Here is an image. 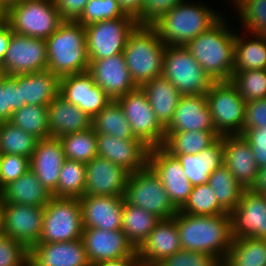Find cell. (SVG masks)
<instances>
[{
    "instance_id": "6da1fadb",
    "label": "cell",
    "mask_w": 266,
    "mask_h": 266,
    "mask_svg": "<svg viewBox=\"0 0 266 266\" xmlns=\"http://www.w3.org/2000/svg\"><path fill=\"white\" fill-rule=\"evenodd\" d=\"M173 218L182 250L209 254L222 264L234 239L229 214L200 216L178 210Z\"/></svg>"
},
{
    "instance_id": "7a4b0ae2",
    "label": "cell",
    "mask_w": 266,
    "mask_h": 266,
    "mask_svg": "<svg viewBox=\"0 0 266 266\" xmlns=\"http://www.w3.org/2000/svg\"><path fill=\"white\" fill-rule=\"evenodd\" d=\"M223 19L185 45L214 82L231 81L233 76L236 33Z\"/></svg>"
},
{
    "instance_id": "3957f363",
    "label": "cell",
    "mask_w": 266,
    "mask_h": 266,
    "mask_svg": "<svg viewBox=\"0 0 266 266\" xmlns=\"http://www.w3.org/2000/svg\"><path fill=\"white\" fill-rule=\"evenodd\" d=\"M186 2L180 1L151 25L166 46H185L223 17L206 5Z\"/></svg>"
},
{
    "instance_id": "277c9868",
    "label": "cell",
    "mask_w": 266,
    "mask_h": 266,
    "mask_svg": "<svg viewBox=\"0 0 266 266\" xmlns=\"http://www.w3.org/2000/svg\"><path fill=\"white\" fill-rule=\"evenodd\" d=\"M47 70L60 78L88 71L85 26L77 21L64 20L46 39Z\"/></svg>"
},
{
    "instance_id": "5b68a950",
    "label": "cell",
    "mask_w": 266,
    "mask_h": 266,
    "mask_svg": "<svg viewBox=\"0 0 266 266\" xmlns=\"http://www.w3.org/2000/svg\"><path fill=\"white\" fill-rule=\"evenodd\" d=\"M166 47L151 26L138 25L128 36L122 53L137 87L162 75Z\"/></svg>"
},
{
    "instance_id": "8992f818",
    "label": "cell",
    "mask_w": 266,
    "mask_h": 266,
    "mask_svg": "<svg viewBox=\"0 0 266 266\" xmlns=\"http://www.w3.org/2000/svg\"><path fill=\"white\" fill-rule=\"evenodd\" d=\"M13 33L48 39L64 22L54 0H23L7 9Z\"/></svg>"
},
{
    "instance_id": "52a82bcc",
    "label": "cell",
    "mask_w": 266,
    "mask_h": 266,
    "mask_svg": "<svg viewBox=\"0 0 266 266\" xmlns=\"http://www.w3.org/2000/svg\"><path fill=\"white\" fill-rule=\"evenodd\" d=\"M162 76L182 95L206 94L214 81L185 46H167L163 57Z\"/></svg>"
},
{
    "instance_id": "ba28073f",
    "label": "cell",
    "mask_w": 266,
    "mask_h": 266,
    "mask_svg": "<svg viewBox=\"0 0 266 266\" xmlns=\"http://www.w3.org/2000/svg\"><path fill=\"white\" fill-rule=\"evenodd\" d=\"M79 198L52 197L44 206L43 229L38 243L75 241L82 238Z\"/></svg>"
},
{
    "instance_id": "9c48e42d",
    "label": "cell",
    "mask_w": 266,
    "mask_h": 266,
    "mask_svg": "<svg viewBox=\"0 0 266 266\" xmlns=\"http://www.w3.org/2000/svg\"><path fill=\"white\" fill-rule=\"evenodd\" d=\"M124 199L128 204L140 207L161 219L173 218L178 212L170 202L160 178L149 165L129 174Z\"/></svg>"
},
{
    "instance_id": "30bf717a",
    "label": "cell",
    "mask_w": 266,
    "mask_h": 266,
    "mask_svg": "<svg viewBox=\"0 0 266 266\" xmlns=\"http://www.w3.org/2000/svg\"><path fill=\"white\" fill-rule=\"evenodd\" d=\"M215 131L221 135L241 134L246 102L231 81L214 82L206 93Z\"/></svg>"
},
{
    "instance_id": "8fae6325",
    "label": "cell",
    "mask_w": 266,
    "mask_h": 266,
    "mask_svg": "<svg viewBox=\"0 0 266 266\" xmlns=\"http://www.w3.org/2000/svg\"><path fill=\"white\" fill-rule=\"evenodd\" d=\"M137 26V20L128 14L117 19L97 21L86 25V48L89 63L122 53L128 36Z\"/></svg>"
},
{
    "instance_id": "7c38bea8",
    "label": "cell",
    "mask_w": 266,
    "mask_h": 266,
    "mask_svg": "<svg viewBox=\"0 0 266 266\" xmlns=\"http://www.w3.org/2000/svg\"><path fill=\"white\" fill-rule=\"evenodd\" d=\"M117 101L123 109L135 138L150 149L163 146L166 129L156 118L146 93L141 87L128 92Z\"/></svg>"
},
{
    "instance_id": "4fadbf2b",
    "label": "cell",
    "mask_w": 266,
    "mask_h": 266,
    "mask_svg": "<svg viewBox=\"0 0 266 266\" xmlns=\"http://www.w3.org/2000/svg\"><path fill=\"white\" fill-rule=\"evenodd\" d=\"M46 39L13 33L0 64L3 75H20L47 70Z\"/></svg>"
},
{
    "instance_id": "5bb4252c",
    "label": "cell",
    "mask_w": 266,
    "mask_h": 266,
    "mask_svg": "<svg viewBox=\"0 0 266 266\" xmlns=\"http://www.w3.org/2000/svg\"><path fill=\"white\" fill-rule=\"evenodd\" d=\"M148 165L160 178L170 202L180 210L188 200L193 185L186 178L178 158L159 146L149 150Z\"/></svg>"
},
{
    "instance_id": "9a60e30c",
    "label": "cell",
    "mask_w": 266,
    "mask_h": 266,
    "mask_svg": "<svg viewBox=\"0 0 266 266\" xmlns=\"http://www.w3.org/2000/svg\"><path fill=\"white\" fill-rule=\"evenodd\" d=\"M44 207L3 204V234L31 249L40 240Z\"/></svg>"
},
{
    "instance_id": "2e32d148",
    "label": "cell",
    "mask_w": 266,
    "mask_h": 266,
    "mask_svg": "<svg viewBox=\"0 0 266 266\" xmlns=\"http://www.w3.org/2000/svg\"><path fill=\"white\" fill-rule=\"evenodd\" d=\"M59 95L91 119L112 101L88 71L61 77Z\"/></svg>"
},
{
    "instance_id": "e0dca14e",
    "label": "cell",
    "mask_w": 266,
    "mask_h": 266,
    "mask_svg": "<svg viewBox=\"0 0 266 266\" xmlns=\"http://www.w3.org/2000/svg\"><path fill=\"white\" fill-rule=\"evenodd\" d=\"M233 238L266 239V195L245 190L229 213Z\"/></svg>"
},
{
    "instance_id": "ac0fdd59",
    "label": "cell",
    "mask_w": 266,
    "mask_h": 266,
    "mask_svg": "<svg viewBox=\"0 0 266 266\" xmlns=\"http://www.w3.org/2000/svg\"><path fill=\"white\" fill-rule=\"evenodd\" d=\"M82 241L90 264L138 255L122 230L83 228Z\"/></svg>"
},
{
    "instance_id": "d6986e66",
    "label": "cell",
    "mask_w": 266,
    "mask_h": 266,
    "mask_svg": "<svg viewBox=\"0 0 266 266\" xmlns=\"http://www.w3.org/2000/svg\"><path fill=\"white\" fill-rule=\"evenodd\" d=\"M150 148L140 140L118 139L107 134H97V156L108 159L129 174L148 165Z\"/></svg>"
},
{
    "instance_id": "ffe728a7",
    "label": "cell",
    "mask_w": 266,
    "mask_h": 266,
    "mask_svg": "<svg viewBox=\"0 0 266 266\" xmlns=\"http://www.w3.org/2000/svg\"><path fill=\"white\" fill-rule=\"evenodd\" d=\"M88 72L112 100H117L137 88L130 76L123 53L91 61Z\"/></svg>"
},
{
    "instance_id": "44dd1931",
    "label": "cell",
    "mask_w": 266,
    "mask_h": 266,
    "mask_svg": "<svg viewBox=\"0 0 266 266\" xmlns=\"http://www.w3.org/2000/svg\"><path fill=\"white\" fill-rule=\"evenodd\" d=\"M128 176L120 166L96 156L86 164L85 195L124 197Z\"/></svg>"
},
{
    "instance_id": "7402d4cb",
    "label": "cell",
    "mask_w": 266,
    "mask_h": 266,
    "mask_svg": "<svg viewBox=\"0 0 266 266\" xmlns=\"http://www.w3.org/2000/svg\"><path fill=\"white\" fill-rule=\"evenodd\" d=\"M79 200L83 228L121 230L124 197L83 195Z\"/></svg>"
},
{
    "instance_id": "603a6c76",
    "label": "cell",
    "mask_w": 266,
    "mask_h": 266,
    "mask_svg": "<svg viewBox=\"0 0 266 266\" xmlns=\"http://www.w3.org/2000/svg\"><path fill=\"white\" fill-rule=\"evenodd\" d=\"M182 250L174 218L161 219L137 249L140 266H156L165 258Z\"/></svg>"
},
{
    "instance_id": "cb8c5ba5",
    "label": "cell",
    "mask_w": 266,
    "mask_h": 266,
    "mask_svg": "<svg viewBox=\"0 0 266 266\" xmlns=\"http://www.w3.org/2000/svg\"><path fill=\"white\" fill-rule=\"evenodd\" d=\"M223 140V164L236 180L250 190L255 185L258 166L249 143L241 134L221 135Z\"/></svg>"
},
{
    "instance_id": "d4e9b609",
    "label": "cell",
    "mask_w": 266,
    "mask_h": 266,
    "mask_svg": "<svg viewBox=\"0 0 266 266\" xmlns=\"http://www.w3.org/2000/svg\"><path fill=\"white\" fill-rule=\"evenodd\" d=\"M65 159L61 141L53 137L39 140L30 158V170L51 194L57 189Z\"/></svg>"
},
{
    "instance_id": "484cf974",
    "label": "cell",
    "mask_w": 266,
    "mask_h": 266,
    "mask_svg": "<svg viewBox=\"0 0 266 266\" xmlns=\"http://www.w3.org/2000/svg\"><path fill=\"white\" fill-rule=\"evenodd\" d=\"M37 266H91L81 239L68 242L37 243L29 250Z\"/></svg>"
},
{
    "instance_id": "4316f807",
    "label": "cell",
    "mask_w": 266,
    "mask_h": 266,
    "mask_svg": "<svg viewBox=\"0 0 266 266\" xmlns=\"http://www.w3.org/2000/svg\"><path fill=\"white\" fill-rule=\"evenodd\" d=\"M215 130L206 94L182 95L166 132Z\"/></svg>"
},
{
    "instance_id": "83f0119b",
    "label": "cell",
    "mask_w": 266,
    "mask_h": 266,
    "mask_svg": "<svg viewBox=\"0 0 266 266\" xmlns=\"http://www.w3.org/2000/svg\"><path fill=\"white\" fill-rule=\"evenodd\" d=\"M47 108L50 137L60 138L91 128L92 119L60 95L53 99Z\"/></svg>"
},
{
    "instance_id": "f1b7e54d",
    "label": "cell",
    "mask_w": 266,
    "mask_h": 266,
    "mask_svg": "<svg viewBox=\"0 0 266 266\" xmlns=\"http://www.w3.org/2000/svg\"><path fill=\"white\" fill-rule=\"evenodd\" d=\"M21 103L48 106L59 95L60 77L49 70L17 75Z\"/></svg>"
},
{
    "instance_id": "f546056e",
    "label": "cell",
    "mask_w": 266,
    "mask_h": 266,
    "mask_svg": "<svg viewBox=\"0 0 266 266\" xmlns=\"http://www.w3.org/2000/svg\"><path fill=\"white\" fill-rule=\"evenodd\" d=\"M178 158L186 178L195 185L206 184L208 176L223 165V140L220 136L212 145L195 155H172Z\"/></svg>"
},
{
    "instance_id": "4dcf8cb0",
    "label": "cell",
    "mask_w": 266,
    "mask_h": 266,
    "mask_svg": "<svg viewBox=\"0 0 266 266\" xmlns=\"http://www.w3.org/2000/svg\"><path fill=\"white\" fill-rule=\"evenodd\" d=\"M141 89L146 93L156 118L166 129L173 120L182 94L162 75L144 83Z\"/></svg>"
},
{
    "instance_id": "1f68e13d",
    "label": "cell",
    "mask_w": 266,
    "mask_h": 266,
    "mask_svg": "<svg viewBox=\"0 0 266 266\" xmlns=\"http://www.w3.org/2000/svg\"><path fill=\"white\" fill-rule=\"evenodd\" d=\"M52 197V194L31 170H28L0 191V200L3 204L16 203L44 207Z\"/></svg>"
},
{
    "instance_id": "d6a6232c",
    "label": "cell",
    "mask_w": 266,
    "mask_h": 266,
    "mask_svg": "<svg viewBox=\"0 0 266 266\" xmlns=\"http://www.w3.org/2000/svg\"><path fill=\"white\" fill-rule=\"evenodd\" d=\"M219 137L215 130L166 132L162 147L171 155H195L208 148Z\"/></svg>"
},
{
    "instance_id": "836d02e7",
    "label": "cell",
    "mask_w": 266,
    "mask_h": 266,
    "mask_svg": "<svg viewBox=\"0 0 266 266\" xmlns=\"http://www.w3.org/2000/svg\"><path fill=\"white\" fill-rule=\"evenodd\" d=\"M161 221V218L146 210L128 204L124 199L121 230L127 239L138 249L148 238L149 233Z\"/></svg>"
},
{
    "instance_id": "e575fe53",
    "label": "cell",
    "mask_w": 266,
    "mask_h": 266,
    "mask_svg": "<svg viewBox=\"0 0 266 266\" xmlns=\"http://www.w3.org/2000/svg\"><path fill=\"white\" fill-rule=\"evenodd\" d=\"M222 266H266V239L234 238Z\"/></svg>"
},
{
    "instance_id": "d590c367",
    "label": "cell",
    "mask_w": 266,
    "mask_h": 266,
    "mask_svg": "<svg viewBox=\"0 0 266 266\" xmlns=\"http://www.w3.org/2000/svg\"><path fill=\"white\" fill-rule=\"evenodd\" d=\"M91 127L96 134H107L125 140H139L134 137L131 126L117 100H112L92 118Z\"/></svg>"
},
{
    "instance_id": "8d00e7d4",
    "label": "cell",
    "mask_w": 266,
    "mask_h": 266,
    "mask_svg": "<svg viewBox=\"0 0 266 266\" xmlns=\"http://www.w3.org/2000/svg\"><path fill=\"white\" fill-rule=\"evenodd\" d=\"M241 38L236 34L233 74L266 69V36L255 34L254 40L247 41Z\"/></svg>"
},
{
    "instance_id": "74e56055",
    "label": "cell",
    "mask_w": 266,
    "mask_h": 266,
    "mask_svg": "<svg viewBox=\"0 0 266 266\" xmlns=\"http://www.w3.org/2000/svg\"><path fill=\"white\" fill-rule=\"evenodd\" d=\"M208 185L215 193L218 203L230 213L239 203L244 187L223 164L208 176Z\"/></svg>"
},
{
    "instance_id": "f35d334b",
    "label": "cell",
    "mask_w": 266,
    "mask_h": 266,
    "mask_svg": "<svg viewBox=\"0 0 266 266\" xmlns=\"http://www.w3.org/2000/svg\"><path fill=\"white\" fill-rule=\"evenodd\" d=\"M38 138L26 133L10 121L0 122V152L31 158Z\"/></svg>"
},
{
    "instance_id": "ab89813d",
    "label": "cell",
    "mask_w": 266,
    "mask_h": 266,
    "mask_svg": "<svg viewBox=\"0 0 266 266\" xmlns=\"http://www.w3.org/2000/svg\"><path fill=\"white\" fill-rule=\"evenodd\" d=\"M86 164L65 159L53 197L80 198L85 195Z\"/></svg>"
},
{
    "instance_id": "60d3db41",
    "label": "cell",
    "mask_w": 266,
    "mask_h": 266,
    "mask_svg": "<svg viewBox=\"0 0 266 266\" xmlns=\"http://www.w3.org/2000/svg\"><path fill=\"white\" fill-rule=\"evenodd\" d=\"M65 158L87 164L97 156V134L93 128L59 138Z\"/></svg>"
},
{
    "instance_id": "b9f144b4",
    "label": "cell",
    "mask_w": 266,
    "mask_h": 266,
    "mask_svg": "<svg viewBox=\"0 0 266 266\" xmlns=\"http://www.w3.org/2000/svg\"><path fill=\"white\" fill-rule=\"evenodd\" d=\"M10 122L39 140L50 137L47 106L25 104L13 112Z\"/></svg>"
},
{
    "instance_id": "7bdbcfd3",
    "label": "cell",
    "mask_w": 266,
    "mask_h": 266,
    "mask_svg": "<svg viewBox=\"0 0 266 266\" xmlns=\"http://www.w3.org/2000/svg\"><path fill=\"white\" fill-rule=\"evenodd\" d=\"M179 211L200 216L229 214L218 203L214 191L207 183L193 186L188 200Z\"/></svg>"
},
{
    "instance_id": "ee69618b",
    "label": "cell",
    "mask_w": 266,
    "mask_h": 266,
    "mask_svg": "<svg viewBox=\"0 0 266 266\" xmlns=\"http://www.w3.org/2000/svg\"><path fill=\"white\" fill-rule=\"evenodd\" d=\"M231 82L246 103L266 98V69L235 72Z\"/></svg>"
},
{
    "instance_id": "f6af8a7d",
    "label": "cell",
    "mask_w": 266,
    "mask_h": 266,
    "mask_svg": "<svg viewBox=\"0 0 266 266\" xmlns=\"http://www.w3.org/2000/svg\"><path fill=\"white\" fill-rule=\"evenodd\" d=\"M236 10L239 20L253 36H266V0H243Z\"/></svg>"
},
{
    "instance_id": "bcb514c9",
    "label": "cell",
    "mask_w": 266,
    "mask_h": 266,
    "mask_svg": "<svg viewBox=\"0 0 266 266\" xmlns=\"http://www.w3.org/2000/svg\"><path fill=\"white\" fill-rule=\"evenodd\" d=\"M117 0H89L83 13L76 20L81 25L125 16Z\"/></svg>"
},
{
    "instance_id": "7dc6e473",
    "label": "cell",
    "mask_w": 266,
    "mask_h": 266,
    "mask_svg": "<svg viewBox=\"0 0 266 266\" xmlns=\"http://www.w3.org/2000/svg\"><path fill=\"white\" fill-rule=\"evenodd\" d=\"M24 106L20 88H17V75H3L0 78V122L10 121L13 112Z\"/></svg>"
},
{
    "instance_id": "c3c4849f",
    "label": "cell",
    "mask_w": 266,
    "mask_h": 266,
    "mask_svg": "<svg viewBox=\"0 0 266 266\" xmlns=\"http://www.w3.org/2000/svg\"><path fill=\"white\" fill-rule=\"evenodd\" d=\"M29 249L20 241L0 235V266H25Z\"/></svg>"
},
{
    "instance_id": "681fc988",
    "label": "cell",
    "mask_w": 266,
    "mask_h": 266,
    "mask_svg": "<svg viewBox=\"0 0 266 266\" xmlns=\"http://www.w3.org/2000/svg\"><path fill=\"white\" fill-rule=\"evenodd\" d=\"M156 266H222V264L209 254L180 250L165 258Z\"/></svg>"
},
{
    "instance_id": "f907efd6",
    "label": "cell",
    "mask_w": 266,
    "mask_h": 266,
    "mask_svg": "<svg viewBox=\"0 0 266 266\" xmlns=\"http://www.w3.org/2000/svg\"><path fill=\"white\" fill-rule=\"evenodd\" d=\"M28 170H30V158L21 155L4 154L0 170V191Z\"/></svg>"
},
{
    "instance_id": "816d5d0a",
    "label": "cell",
    "mask_w": 266,
    "mask_h": 266,
    "mask_svg": "<svg viewBox=\"0 0 266 266\" xmlns=\"http://www.w3.org/2000/svg\"><path fill=\"white\" fill-rule=\"evenodd\" d=\"M182 0H143V18L140 26H151L161 16L173 9Z\"/></svg>"
},
{
    "instance_id": "f5cc1de1",
    "label": "cell",
    "mask_w": 266,
    "mask_h": 266,
    "mask_svg": "<svg viewBox=\"0 0 266 266\" xmlns=\"http://www.w3.org/2000/svg\"><path fill=\"white\" fill-rule=\"evenodd\" d=\"M241 135L249 143L258 168L266 167V129L244 128Z\"/></svg>"
},
{
    "instance_id": "db71d44e",
    "label": "cell",
    "mask_w": 266,
    "mask_h": 266,
    "mask_svg": "<svg viewBox=\"0 0 266 266\" xmlns=\"http://www.w3.org/2000/svg\"><path fill=\"white\" fill-rule=\"evenodd\" d=\"M244 128L266 129V98L246 103Z\"/></svg>"
},
{
    "instance_id": "11a10c76",
    "label": "cell",
    "mask_w": 266,
    "mask_h": 266,
    "mask_svg": "<svg viewBox=\"0 0 266 266\" xmlns=\"http://www.w3.org/2000/svg\"><path fill=\"white\" fill-rule=\"evenodd\" d=\"M64 20L76 21L83 13L89 0H54Z\"/></svg>"
},
{
    "instance_id": "9f6ffc18",
    "label": "cell",
    "mask_w": 266,
    "mask_h": 266,
    "mask_svg": "<svg viewBox=\"0 0 266 266\" xmlns=\"http://www.w3.org/2000/svg\"><path fill=\"white\" fill-rule=\"evenodd\" d=\"M125 14L134 17L137 22L143 18V0H117Z\"/></svg>"
},
{
    "instance_id": "6f0895ef",
    "label": "cell",
    "mask_w": 266,
    "mask_h": 266,
    "mask_svg": "<svg viewBox=\"0 0 266 266\" xmlns=\"http://www.w3.org/2000/svg\"><path fill=\"white\" fill-rule=\"evenodd\" d=\"M12 34L13 31L10 28L7 20L0 24V64L5 57Z\"/></svg>"
},
{
    "instance_id": "680465c9",
    "label": "cell",
    "mask_w": 266,
    "mask_h": 266,
    "mask_svg": "<svg viewBox=\"0 0 266 266\" xmlns=\"http://www.w3.org/2000/svg\"><path fill=\"white\" fill-rule=\"evenodd\" d=\"M91 266H140L138 255H131L117 260L102 261Z\"/></svg>"
},
{
    "instance_id": "91938a15",
    "label": "cell",
    "mask_w": 266,
    "mask_h": 266,
    "mask_svg": "<svg viewBox=\"0 0 266 266\" xmlns=\"http://www.w3.org/2000/svg\"><path fill=\"white\" fill-rule=\"evenodd\" d=\"M251 190L259 194H266V167L258 169L257 180Z\"/></svg>"
},
{
    "instance_id": "94428289",
    "label": "cell",
    "mask_w": 266,
    "mask_h": 266,
    "mask_svg": "<svg viewBox=\"0 0 266 266\" xmlns=\"http://www.w3.org/2000/svg\"><path fill=\"white\" fill-rule=\"evenodd\" d=\"M22 1L23 0H0V5H2L7 10L9 7L18 4Z\"/></svg>"
},
{
    "instance_id": "6125c7cd",
    "label": "cell",
    "mask_w": 266,
    "mask_h": 266,
    "mask_svg": "<svg viewBox=\"0 0 266 266\" xmlns=\"http://www.w3.org/2000/svg\"><path fill=\"white\" fill-rule=\"evenodd\" d=\"M3 202L0 200V235H3Z\"/></svg>"
},
{
    "instance_id": "be15d7a7",
    "label": "cell",
    "mask_w": 266,
    "mask_h": 266,
    "mask_svg": "<svg viewBox=\"0 0 266 266\" xmlns=\"http://www.w3.org/2000/svg\"><path fill=\"white\" fill-rule=\"evenodd\" d=\"M7 10L0 5V24L6 21Z\"/></svg>"
},
{
    "instance_id": "e7e4bbea",
    "label": "cell",
    "mask_w": 266,
    "mask_h": 266,
    "mask_svg": "<svg viewBox=\"0 0 266 266\" xmlns=\"http://www.w3.org/2000/svg\"><path fill=\"white\" fill-rule=\"evenodd\" d=\"M25 266H37L30 258L27 259Z\"/></svg>"
},
{
    "instance_id": "03108f58",
    "label": "cell",
    "mask_w": 266,
    "mask_h": 266,
    "mask_svg": "<svg viewBox=\"0 0 266 266\" xmlns=\"http://www.w3.org/2000/svg\"><path fill=\"white\" fill-rule=\"evenodd\" d=\"M3 154L0 152V170H1V162H2Z\"/></svg>"
},
{
    "instance_id": "003e7915",
    "label": "cell",
    "mask_w": 266,
    "mask_h": 266,
    "mask_svg": "<svg viewBox=\"0 0 266 266\" xmlns=\"http://www.w3.org/2000/svg\"><path fill=\"white\" fill-rule=\"evenodd\" d=\"M3 76V73L1 71V67H0V78Z\"/></svg>"
}]
</instances>
